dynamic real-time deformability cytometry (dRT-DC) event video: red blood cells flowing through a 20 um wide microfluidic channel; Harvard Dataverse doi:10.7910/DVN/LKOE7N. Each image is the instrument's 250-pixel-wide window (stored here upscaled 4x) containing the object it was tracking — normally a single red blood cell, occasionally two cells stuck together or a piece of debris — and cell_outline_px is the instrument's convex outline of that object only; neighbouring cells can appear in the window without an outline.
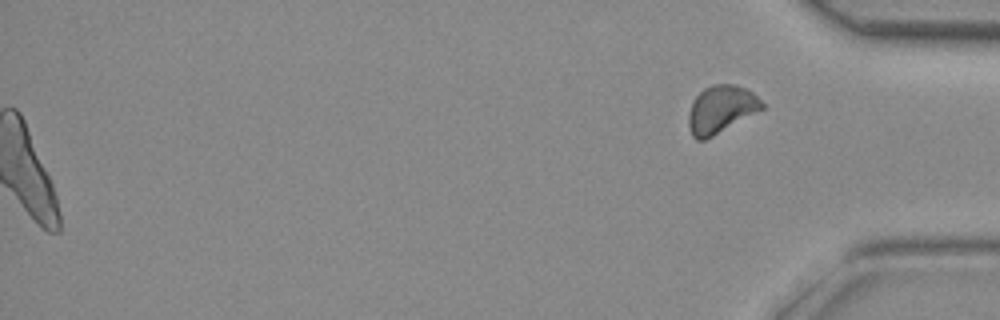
{"species": "common noctule bat (a hibernating species)", "species_latin": "Nyctalus noctula", "temperature_condition": "room temperature", "stored_images_in_passage": 40, "segment_of_instrument_passage": [2, 2], "camera_frame_rate_fps": 3000, "um_per_image_px": 0.085, "animal": {"sex": "female", "body_mass_g": 29.2, "forearm_length_mm": 56.3}, "frame": {"image": 1, "passage_image": 40, "time_ms": 13.0, "image_size_px": [1000, 320], "cell_outline_px": [[764, 108], [712, 136], [704, 140], [696, 140], [692, 136], [688, 124], [688, 116], [692, 100], [704, 88], [712, 84], [736, 84], [748, 88], [764, 104]], "centroid_in_image_um": [61.26, 9.27], "position_along_channel_um": 373.9, "area_um2": 20.29}}